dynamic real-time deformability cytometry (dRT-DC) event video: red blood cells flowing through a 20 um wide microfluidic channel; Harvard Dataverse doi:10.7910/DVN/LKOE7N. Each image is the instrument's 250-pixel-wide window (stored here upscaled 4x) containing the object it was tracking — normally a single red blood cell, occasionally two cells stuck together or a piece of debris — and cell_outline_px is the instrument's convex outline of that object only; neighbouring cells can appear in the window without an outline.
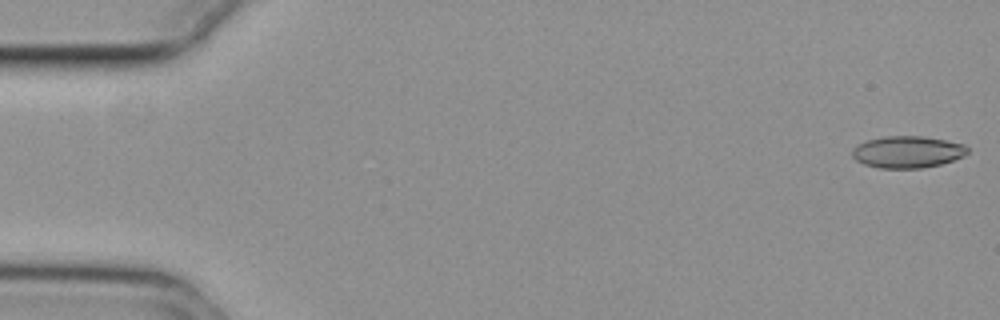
{"species": "common noctule bat (a hibernating species)", "species_latin": "Nyctalus noctula", "temperature_condition": "cold", "stored_images_in_passage": 51, "camera_frame_rate_fps": 3000, "um_per_image_px": 0.085, "animal": {"sex": "female", "body_mass_g": 29.2, "forearm_length_mm": 56.3}, "frame": {"image": 1, "passage_image": 1, "time_ms": 0.0, "image_size_px": [1000, 320], "cell_outline_px": [[968, 152], [964, 156], [940, 164], [920, 168], [880, 168], [864, 164], [856, 160], [852, 156], [852, 148], [856, 144], [868, 140], [884, 136], [924, 136], [964, 144], [968, 148]], "centroid_in_image_um": [77.11, 12.91], "position_along_channel_um": 7.9, "area_um2": 21.39}}
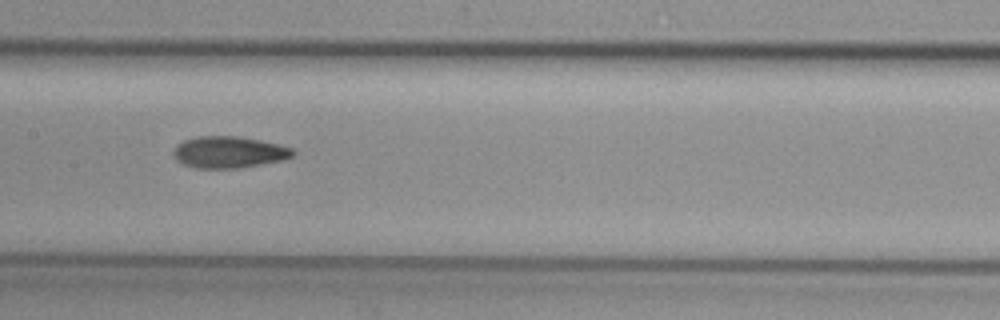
{"frame": {"image": 2, "passage_image": 27, "time_ms": 8.667, "image_size_px": [1000, 320], "cell_outline_px": [[296, 152], [292, 156], [284, 160], [240, 168], [196, 168], [184, 164], [176, 160], [172, 152], [176, 144], [184, 140], [196, 136], [240, 136], [260, 140], [292, 148]], "centroid_in_image_um": [19.44, 12.93], "position_along_channel_um": 188.0, "area_um2": 22.14}}
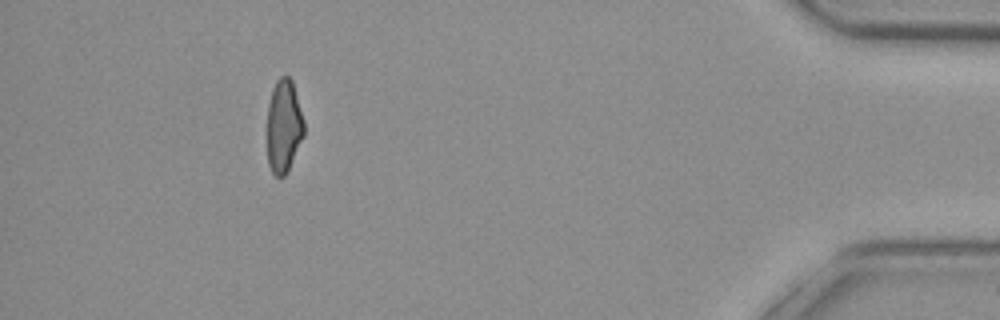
{"frame": {"image": 3, "passage_image": 50, "time_ms": 16.333, "image_size_px": [1000, 320], "cell_outline_px": [[304, 136], [288, 172], [284, 176], [276, 176], [272, 172], [268, 164], [268, 104], [272, 88], [276, 80], [280, 76], [288, 76], [292, 80], [304, 120]], "centroid_in_image_um": [24.13, 10.72], "position_along_channel_um": 411.1, "area_um2": 20.11}, "authors_computed_cell_mechanics": {"area_um2": 21.8484, "velocity_mm_per_s": 3.7446, "shape_relaxation_time_tau1_ms": 11.1979, "shape_relaxation_time_tau2_ms": 6.1161, "deformation_change_tau1": 0.216, "deformation_change_tau2": 0.1328}}